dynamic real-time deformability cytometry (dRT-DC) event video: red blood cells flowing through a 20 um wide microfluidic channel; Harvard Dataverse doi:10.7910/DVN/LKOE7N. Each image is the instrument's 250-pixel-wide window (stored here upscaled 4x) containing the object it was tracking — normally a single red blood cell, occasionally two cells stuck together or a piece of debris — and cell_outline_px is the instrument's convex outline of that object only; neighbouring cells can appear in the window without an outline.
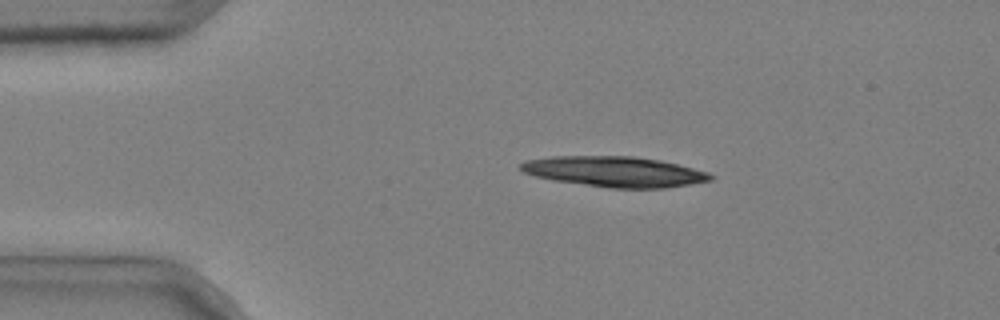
{"species": "common noctule bat (a hibernating species)", "species_latin": "Nyctalus noctula", "temperature_condition": "cold", "stored_images_in_passage": 4, "camera_frame_rate_fps": 3000, "um_per_image_px": 0.085, "animal": {"sex": "male", "body_mass_g": 20.4}, "frame": {"image": 1, "passage_image": 2, "time_ms": 0.333, "image_size_px": [1000, 320], "cell_outline_px": [[716, 176], [712, 180], [664, 188], [608, 188], [552, 180], [536, 176], [524, 172], [520, 168], [520, 164], [524, 160], [552, 156], [632, 156], [660, 160], [708, 172]], "centroid_in_image_um": [52.22, 14.59], "position_along_channel_um": 32.8, "area_um2": 33.64}}